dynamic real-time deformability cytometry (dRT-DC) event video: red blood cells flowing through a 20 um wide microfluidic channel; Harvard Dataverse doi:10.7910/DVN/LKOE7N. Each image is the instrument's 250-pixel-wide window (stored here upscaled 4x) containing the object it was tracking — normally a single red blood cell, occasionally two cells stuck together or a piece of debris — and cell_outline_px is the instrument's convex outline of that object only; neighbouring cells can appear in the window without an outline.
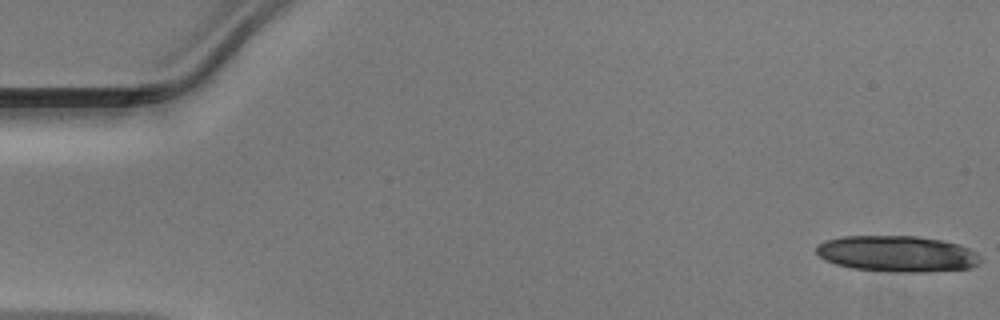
{"species": "Egyptian fruit bat (a non-hibernating species)", "species_latin": "Rousettus aegyptiacus", "temperature_condition": "warm", "stored_images_in_passage": 36, "camera_frame_rate_fps": 3000, "um_per_image_px": 0.085, "animal": {"sex": "male"}, "frame": {"image": 1, "passage_image": 1, "time_ms": 0.0, "image_size_px": [1000, 320], "cell_outline_px": [[984, 260], [972, 268], [924, 272], [896, 272], [852, 268], [836, 264], [824, 260], [816, 252], [816, 248], [820, 244], [828, 240], [844, 236], [916, 236], [940, 240], [956, 244], [968, 248], [976, 252]], "centroid_in_image_um": [76.3, 21.58], "position_along_channel_um": 8.7, "area_um2": 34.45}}
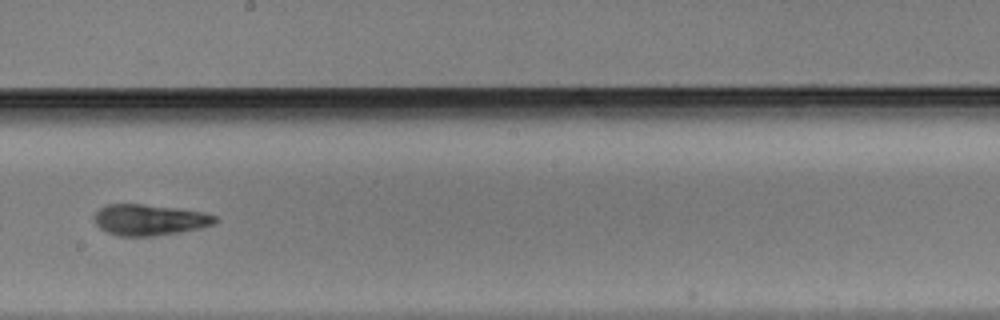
{"frame": {"image": 2, "passage_image": 28, "time_ms": 9.0, "image_size_px": [1000, 320], "cell_outline_px": [[216, 224], [200, 228], [152, 236], [120, 236], [108, 232], [100, 228], [96, 224], [92, 216], [100, 208], [108, 204], [144, 204], [176, 208], [200, 212], [216, 216]], "centroid_in_image_um": [12.67, 18.68], "position_along_channel_um": 235.5, "area_um2": 21.62}}
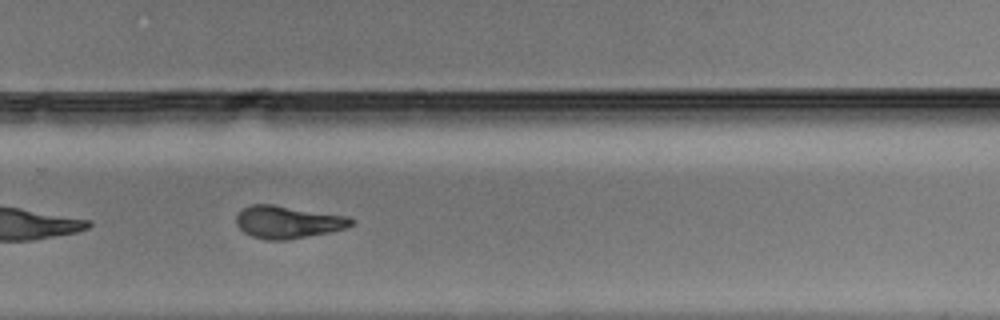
{"frame": {"image": 3, "passage_image": 33, "time_ms": 10.667, "image_size_px": [1000, 320], "cell_outline_px": [[352, 224], [348, 228], [288, 240], [268, 240], [252, 236], [244, 232], [236, 224], [236, 216], [244, 208], [252, 204], [272, 204], [348, 216], [352, 220]], "centroid_in_image_um": [24.46, 18.87], "position_along_channel_um": 305.3, "area_um2": 21.62}}